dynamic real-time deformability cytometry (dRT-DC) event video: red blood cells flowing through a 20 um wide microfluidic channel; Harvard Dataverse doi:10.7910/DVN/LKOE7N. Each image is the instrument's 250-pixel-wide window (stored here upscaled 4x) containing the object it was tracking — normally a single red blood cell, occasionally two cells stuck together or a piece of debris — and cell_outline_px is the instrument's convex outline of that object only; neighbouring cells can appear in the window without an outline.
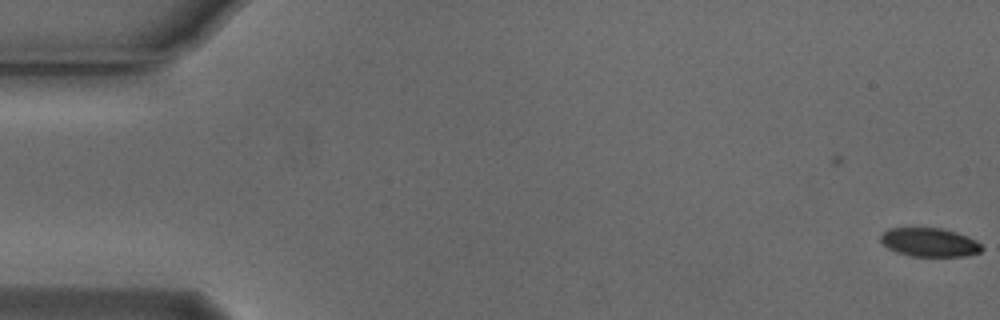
{"species": "Egyptian fruit bat (a non-hibernating species)", "species_latin": "Rousettus aegyptiacus", "temperature_condition": "cold", "stored_images_in_passage": 5, "camera_frame_rate_fps": 3000, "um_per_image_px": 0.085, "animal": {"sex": "male"}, "frame": {"image": 1, "passage_image": 5, "time_ms": 1.333, "image_size_px": [1000, 320], "cell_outline_px": [[984, 248], [980, 252], [968, 256], [912, 256], [896, 252], [888, 248], [880, 240], [880, 236], [888, 228], [940, 228], [956, 232], [968, 236], [976, 240]], "centroid_in_image_um": [79.03, 20.6], "position_along_channel_um": 6.0, "area_um2": 16.94}}